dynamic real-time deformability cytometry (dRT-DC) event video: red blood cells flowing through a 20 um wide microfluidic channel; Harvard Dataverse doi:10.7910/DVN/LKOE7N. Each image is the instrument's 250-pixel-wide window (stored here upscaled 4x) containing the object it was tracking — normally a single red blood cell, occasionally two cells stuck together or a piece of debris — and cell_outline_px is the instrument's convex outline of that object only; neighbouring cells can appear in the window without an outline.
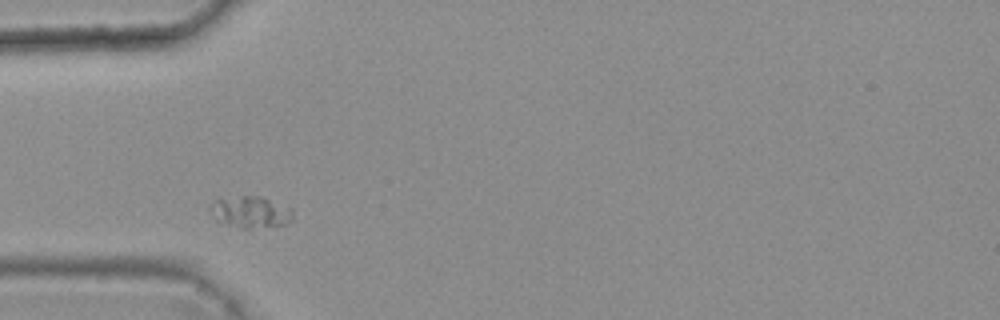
{"species": "common noctule bat (a hibernating species)", "species_latin": "Nyctalus noctula", "temperature_condition": "warm", "stored_images_in_passage": 1, "camera_frame_rate_fps": 3000, "um_per_image_px": 0.085, "animal": {"sex": "female", "body_mass_g": 25.1}, "frame": {"image": 1, "passage_image": 1, "time_ms": 0.0, "image_size_px": [1000, 320], "cell_outline_px": [[292, 220], [276, 228], [240, 228], [216, 220], [208, 216], [208, 204], [216, 200], [240, 196], [264, 196], [292, 208]], "centroid_in_image_um": [21.28, 18.03], "position_along_channel_um": 63.7, "area_um2": 15.78}}